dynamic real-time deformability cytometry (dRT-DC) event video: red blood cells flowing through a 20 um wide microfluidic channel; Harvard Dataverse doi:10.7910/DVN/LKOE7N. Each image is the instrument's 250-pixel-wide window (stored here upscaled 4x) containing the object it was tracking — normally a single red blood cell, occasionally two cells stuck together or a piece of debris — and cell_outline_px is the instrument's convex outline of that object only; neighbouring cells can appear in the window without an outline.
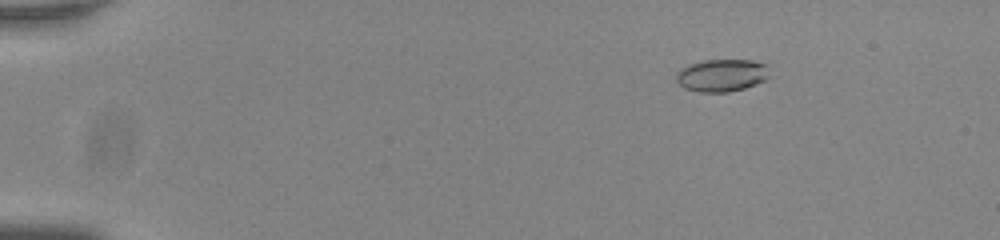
{"species": "common noctule bat (a hibernating species)", "species_latin": "Nyctalus noctula", "temperature_condition": "room temperature", "stored_images_in_passage": 56, "camera_frame_rate_fps": 3000, "um_per_image_px": 0.085, "animal": {"sex": "male", "body_mass_g": 20.0, "forearm_length_mm": 53.3}, "frame": {"image": 1, "passage_image": 9, "time_ms": 2.667, "image_size_px": [1000, 240], "cell_outline_px": [[768, 76], [764, 80], [756, 84], [744, 88], [728, 92], [700, 92], [684, 88], [676, 80], [676, 72], [680, 68], [688, 64], [704, 60], [752, 60], [768, 64]], "centroid_in_image_um": [61.33, 6.39], "position_along_channel_um": 23.7, "area_um2": 17.74}}
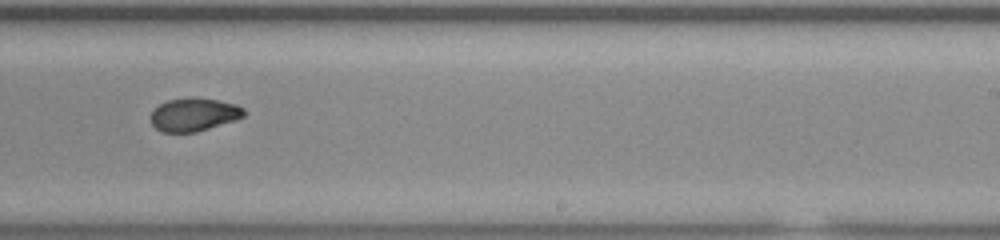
{"frame": {"image": 2, "passage_image": 37, "time_ms": 12.0, "image_size_px": [1000, 240], "cell_outline_px": [[244, 116], [236, 120], [196, 132], [160, 132], [152, 124], [152, 112], [160, 104], [168, 100], [220, 100], [236, 104], [244, 108]], "centroid_in_image_um": [16.51, 9.78], "position_along_channel_um": 272.5, "area_um2": 17.34}}
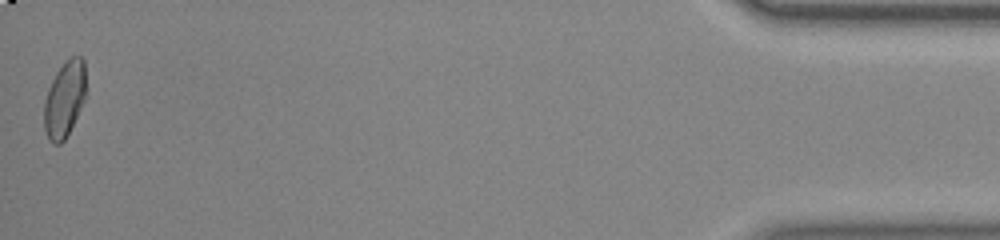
{"frame": {"image": 3, "passage_image": 56, "time_ms": 18.333, "image_size_px": [1000, 240], "cell_outline_px": [[84, 100], [64, 140], [60, 144], [52, 144], [48, 140], [44, 128], [44, 100], [48, 88], [56, 72], [64, 60], [68, 56], [80, 56], [84, 60]], "centroid_in_image_um": [5.44, 8.41], "position_along_channel_um": 429.8, "area_um2": 18.38}, "authors_computed_cell_mechanics": {"area_um2": 18.2648, "velocity_mm_per_s": 3.7982, "shape_relaxation_time_tau1_ms": null, "shape_relaxation_time_tau2_ms": 2.8079, "deformation_change_tau1": null, "deformation_change_tau2": 0.046}}